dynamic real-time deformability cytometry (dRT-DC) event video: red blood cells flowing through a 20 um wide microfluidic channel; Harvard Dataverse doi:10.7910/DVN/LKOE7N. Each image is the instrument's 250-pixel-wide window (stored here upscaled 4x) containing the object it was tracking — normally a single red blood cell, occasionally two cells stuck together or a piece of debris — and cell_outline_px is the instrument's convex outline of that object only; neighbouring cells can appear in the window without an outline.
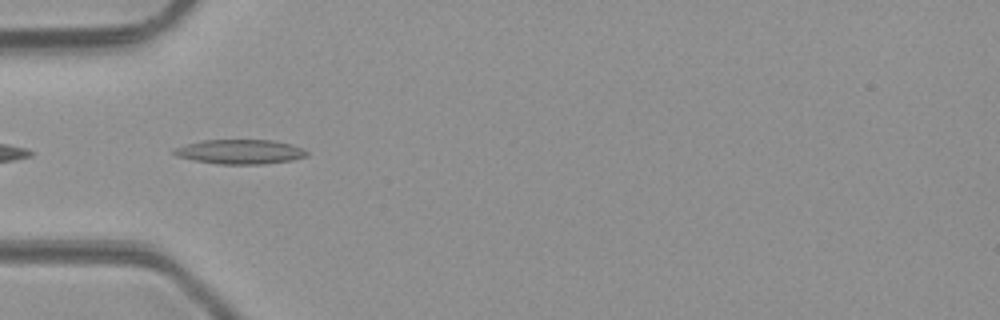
{"species": "common noctule bat (a hibernating species)", "species_latin": "Nyctalus noctula", "temperature_condition": "room temperature", "stored_images_in_passage": 4, "camera_frame_rate_fps": 3000, "um_per_image_px": 0.085, "animal": {"sex": "male", "body_mass_g": 23.1, "forearm_length_mm": 52.7}, "frame": {"image": 1, "passage_image": 3, "time_ms": 2.333, "image_size_px": [1000, 320], "cell_outline_px": [[308, 156], [292, 160], [264, 164], [216, 164], [176, 156], [172, 152], [176, 148], [188, 144], [204, 140], [272, 140], [292, 144], [304, 148], [308, 152]], "centroid_in_image_um": [20.47, 12.9], "position_along_channel_um": 64.5, "area_um2": 18.9}}
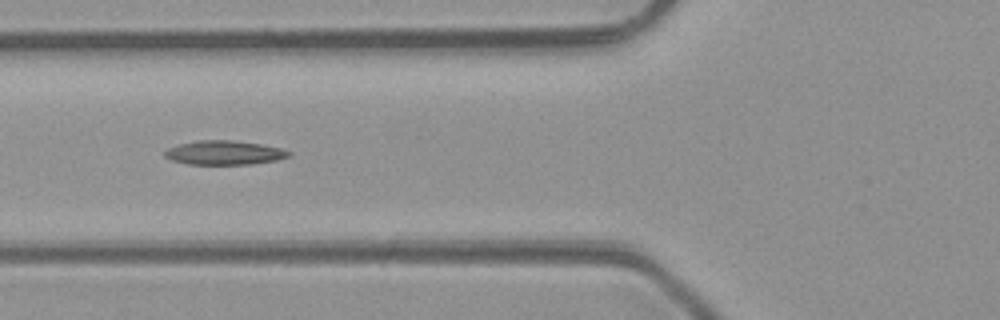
{"frame": {"image": 2, "passage_image": 4, "time_ms": 3.333, "image_size_px": [1000, 320], "cell_outline_px": [[292, 152], [288, 156], [276, 160], [252, 164], [188, 164], [172, 160], [164, 156], [164, 152], [168, 148], [180, 144], [196, 140], [232, 140], [260, 144], [280, 148]], "centroid_in_image_um": [19.04, 12.98], "position_along_channel_um": 106.8, "area_um2": 17.28}}